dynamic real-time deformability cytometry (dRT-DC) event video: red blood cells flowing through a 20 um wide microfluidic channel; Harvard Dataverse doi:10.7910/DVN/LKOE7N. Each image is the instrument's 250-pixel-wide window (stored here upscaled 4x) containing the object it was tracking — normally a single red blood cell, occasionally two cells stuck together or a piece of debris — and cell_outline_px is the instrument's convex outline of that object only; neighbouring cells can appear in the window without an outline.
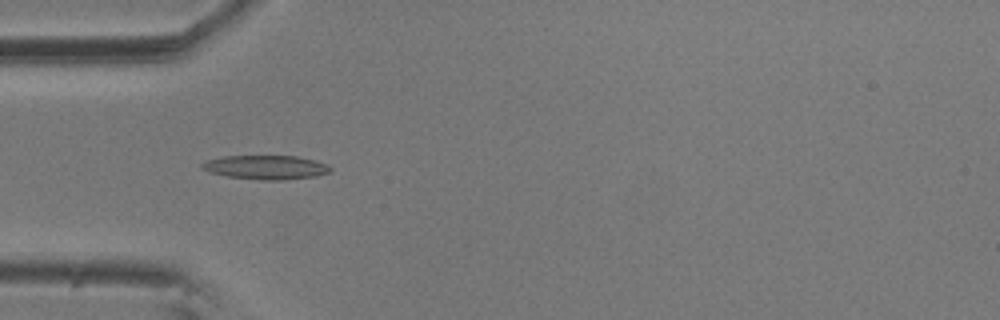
{"species": "common noctule bat (a hibernating species)", "species_latin": "Nyctalus noctula", "temperature_condition": "room temperature", "stored_images_in_passage": 15, "camera_frame_rate_fps": 3000, "um_per_image_px": 0.085, "animal": {"sex": "male", "body_mass_g": 20.5, "forearm_length_mm": 52.5}, "frame": {"image": 1, "passage_image": 5, "time_ms": 1.333, "image_size_px": [1000, 320], "cell_outline_px": [[332, 172], [316, 176], [284, 180], [264, 180], [228, 176], [208, 172], [200, 168], [200, 164], [208, 160], [224, 156], [296, 156], [328, 164], [332, 168]], "centroid_in_image_um": [22.61, 14.22], "position_along_channel_um": 62.4, "area_um2": 17.98}}
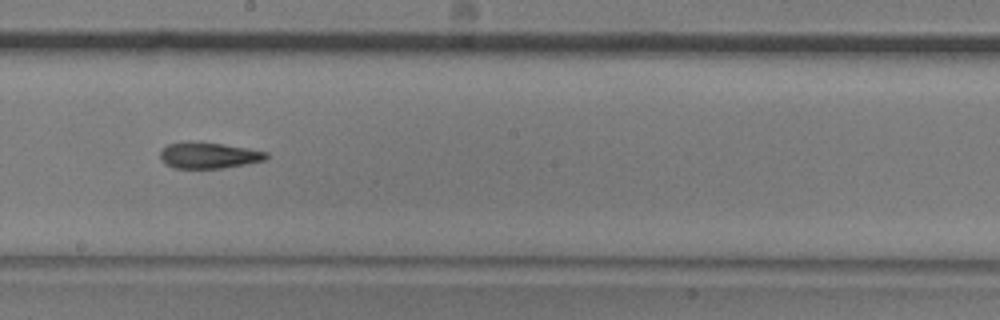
{"frame": {"image": 2, "passage_image": 9, "time_ms": 2.667, "image_size_px": [1000, 320], "cell_outline_px": [[268, 156], [264, 160], [224, 168], [172, 168], [160, 156], [160, 152], [168, 144], [188, 140], [220, 144], [248, 148], [268, 152]], "centroid_in_image_um": [17.74, 13.19], "position_along_channel_um": 230.5, "area_um2": 16.01}}
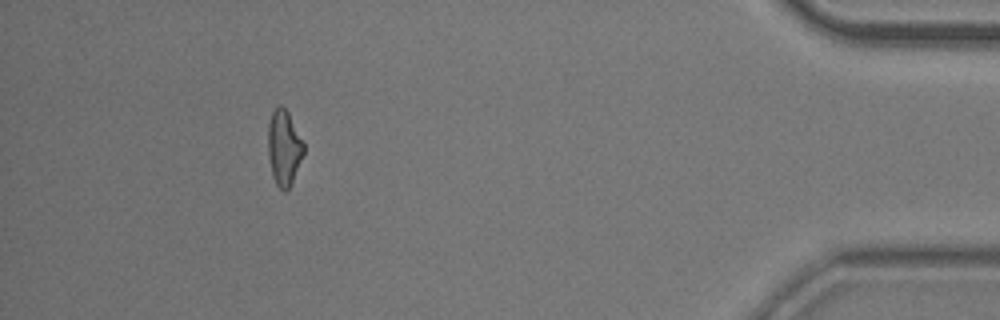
{"frame": {"image": 3, "passage_image": 14, "time_ms": 4.333, "image_size_px": [1000, 320], "cell_outline_px": [[304, 152], [292, 180], [288, 188], [284, 192], [276, 184], [272, 176], [268, 156], [268, 124], [272, 112], [276, 104], [280, 104], [288, 112], [304, 144]], "centroid_in_image_um": [24.11, 12.52], "position_along_channel_um": 411.1, "area_um2": 15.49}}